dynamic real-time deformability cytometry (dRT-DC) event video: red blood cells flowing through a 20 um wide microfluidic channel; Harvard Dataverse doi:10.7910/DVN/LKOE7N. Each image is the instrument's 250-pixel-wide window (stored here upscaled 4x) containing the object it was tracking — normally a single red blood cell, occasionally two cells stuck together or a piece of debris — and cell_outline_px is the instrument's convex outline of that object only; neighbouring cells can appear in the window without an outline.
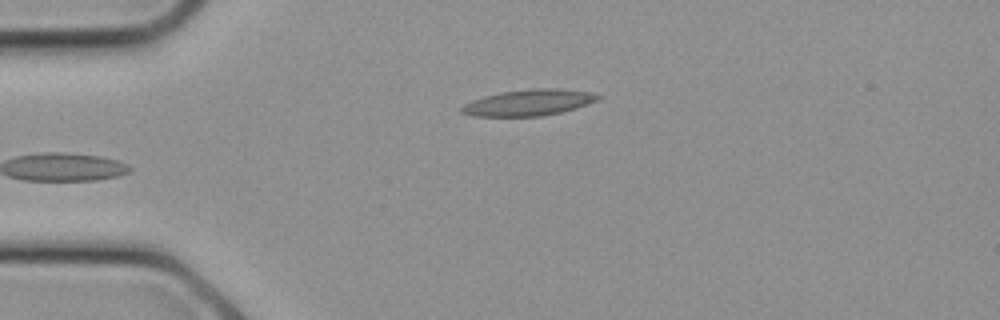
{"species": "common noctule bat (a hibernating species)", "species_latin": "Nyctalus noctula", "temperature_condition": "cold", "stored_images_in_passage": 9, "camera_frame_rate_fps": 3000, "um_per_image_px": 0.085, "animal": {"sex": "female", "body_mass_g": 21.9}, "frame": {"image": 1, "passage_image": 9, "time_ms": 2.667, "image_size_px": [1000, 320], "cell_outline_px": [[604, 96], [600, 100], [576, 108], [544, 116], [472, 116], [460, 112], [460, 108], [464, 104], [472, 100], [484, 96], [500, 92], [528, 88], [556, 88], [588, 92]], "centroid_in_image_um": [44.95, 8.71], "position_along_channel_um": 40.1, "area_um2": 20.98}}